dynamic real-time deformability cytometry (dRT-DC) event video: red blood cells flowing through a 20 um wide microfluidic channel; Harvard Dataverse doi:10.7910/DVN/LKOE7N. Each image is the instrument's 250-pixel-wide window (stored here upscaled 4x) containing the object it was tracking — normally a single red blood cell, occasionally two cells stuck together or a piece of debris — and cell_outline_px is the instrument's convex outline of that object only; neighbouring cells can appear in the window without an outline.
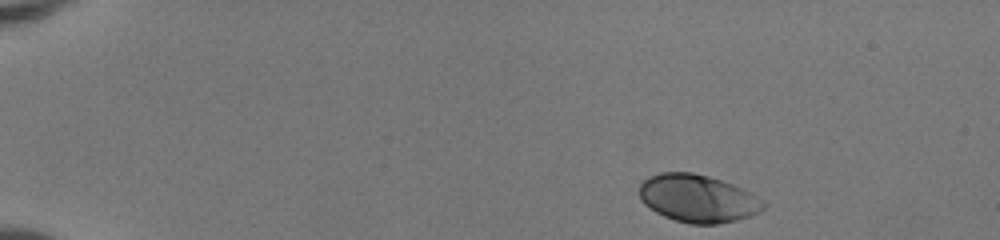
{"species": "human", "species_latin": "Homo sapiens", "temperature_condition": "room temperature", "stored_images_in_passage": 44, "camera_frame_rate_fps": 3000, "um_per_image_px": 0.085, "donor": {"sex": "female"}, "frame": {"image": 1, "passage_image": 1, "time_ms": 0.0, "image_size_px": [1000, 240], "cell_outline_px": [[764, 208], [760, 212], [736, 220], [716, 224], [688, 224], [664, 216], [656, 212], [644, 204], [640, 200], [640, 184], [648, 176], [660, 172], [692, 172], [708, 176], [732, 184], [748, 192], [764, 204]], "centroid_in_image_um": [59.25, 16.86], "position_along_channel_um": 25.8, "area_um2": 34.1}}
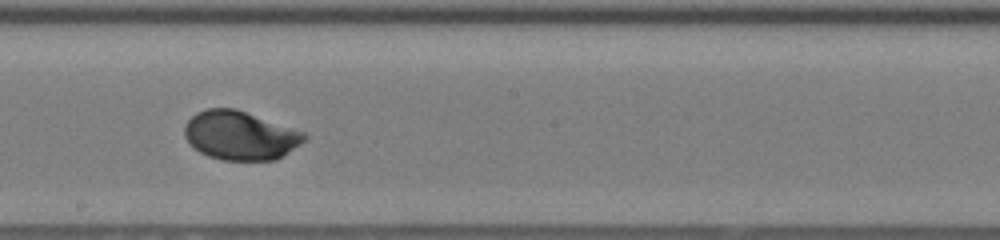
{"frame": {"image": 2, "passage_image": 24, "time_ms": 7.667, "image_size_px": [1000, 240], "cell_outline_px": [[308, 136], [300, 144], [276, 160], [220, 160], [208, 156], [200, 152], [184, 136], [184, 128], [188, 120], [196, 112], [208, 108], [236, 108], [304, 132]], "centroid_in_image_um": [20.41, 11.51], "position_along_channel_um": 227.8, "area_um2": 33.93}}
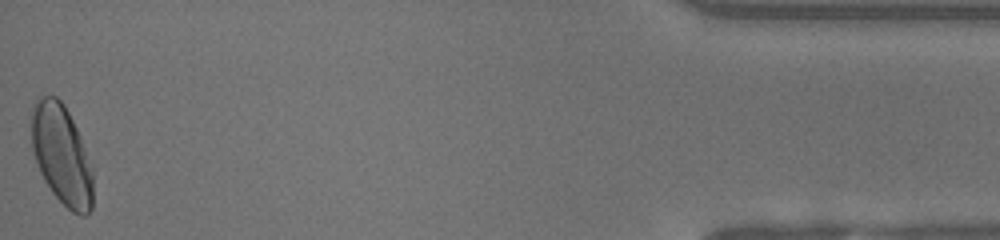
{"frame": {"image": 3, "passage_image": 44, "time_ms": 14.333, "image_size_px": [1000, 240], "cell_outline_px": [[92, 208], [84, 216], [80, 216], [72, 212], [52, 192], [44, 180], [40, 172], [32, 148], [32, 112], [36, 96], [56, 96], [64, 104], [80, 136], [92, 172]], "centroid_in_image_um": [5.22, 13.15], "position_along_channel_um": 430.0, "area_um2": 35.26}, "authors_computed_cell_mechanics": {"area_um2": 33.9286, "velocity_mm_per_s": 4.1461, "shape_relaxation_time_tau1_ms": 2.0719, "shape_relaxation_time_tau2_ms": null, "deformation_change_tau1": 0.147, "deformation_change_tau2": null}}